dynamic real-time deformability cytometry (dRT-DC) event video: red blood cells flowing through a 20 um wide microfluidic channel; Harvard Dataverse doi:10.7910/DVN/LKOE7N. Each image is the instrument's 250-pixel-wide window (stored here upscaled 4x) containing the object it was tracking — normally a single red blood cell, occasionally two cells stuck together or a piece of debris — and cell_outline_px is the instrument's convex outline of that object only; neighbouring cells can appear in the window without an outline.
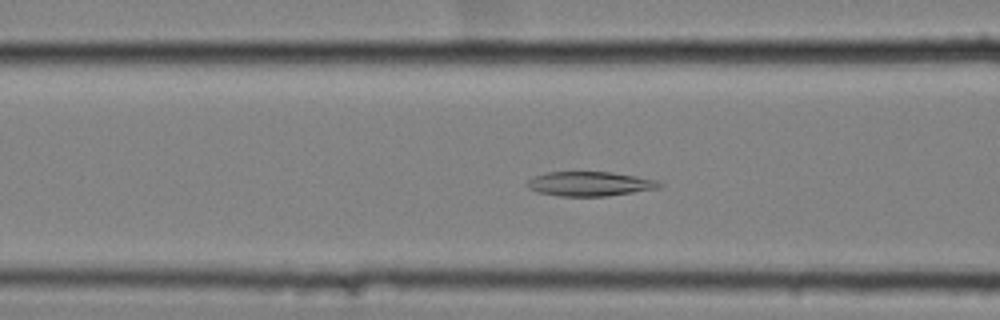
{"species": "common noctule bat (a hibernating species)", "species_latin": "Nyctalus noctula", "temperature_condition": "cold", "stored_images_in_passage": 40, "camera_frame_rate_fps": 3000, "um_per_image_px": 0.085, "animal": {"sex": "female", "body_mass_g": 25.1}, "frame": {"image": 1, "passage_image": 6, "time_ms": 1.667, "image_size_px": [1000, 320], "cell_outline_px": [[664, 184], [660, 188], [608, 196], [560, 196], [536, 192], [528, 188], [524, 184], [532, 176], [548, 172], [612, 172], [636, 176], [656, 180]], "centroid_in_image_um": [50.1, 15.62], "position_along_channel_um": 116.5, "area_um2": 19.02}}
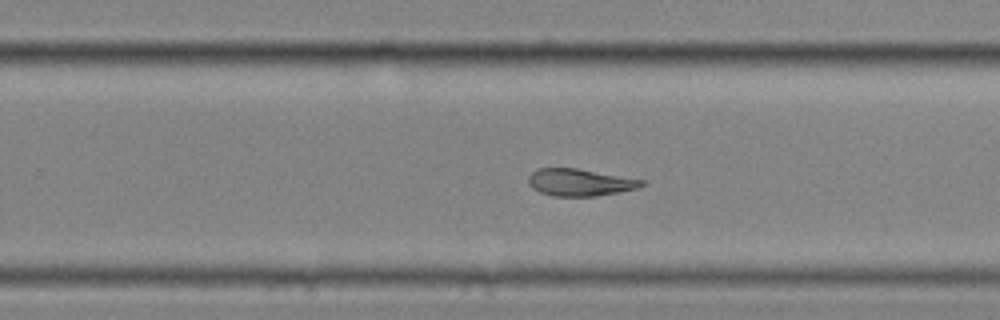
{"frame": {"image": 2, "passage_image": 20, "time_ms": 6.333, "image_size_px": [1000, 320], "cell_outline_px": [[648, 184], [640, 188], [596, 196], [552, 196], [540, 192], [532, 188], [528, 184], [528, 176], [532, 172], [540, 168], [576, 168], [644, 180]], "centroid_in_image_um": [49.3, 15.51], "position_along_channel_um": 280.5, "area_um2": 17.98}}
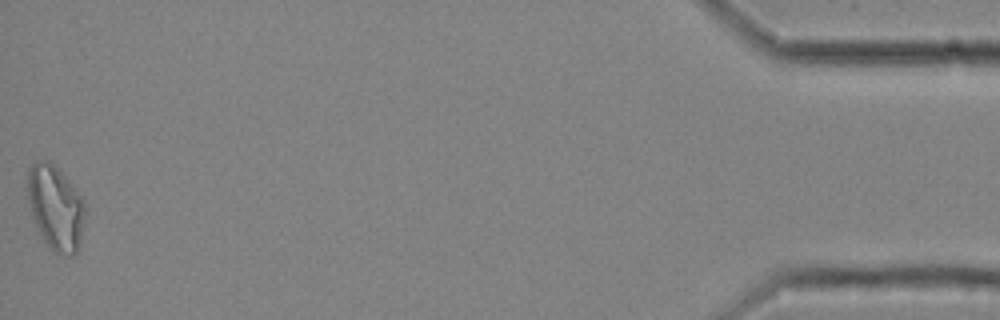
{"frame": {"image": 3, "passage_image": 40, "time_ms": 13.0, "image_size_px": [1000, 320], "cell_outline_px": [[88, 208], [80, 244], [76, 252], [72, 256], [68, 256], [52, 252], [44, 240], [32, 216], [28, 200], [28, 168], [36, 160], [48, 160], [68, 180], [84, 200]], "centroid_in_image_um": [4.76, 17.68], "position_along_channel_um": 430.4, "area_um2": 28.55}, "authors_computed_cell_mechanics": {"area_um2": 19.0451, "velocity_mm_per_s": 3.5194, "shape_relaxation_time_tau1_ms": 9.882, "shape_relaxation_time_tau2_ms": 3.4525, "deformation_change_tau1": 0.2048, "deformation_change_tau2": 0.1181}}